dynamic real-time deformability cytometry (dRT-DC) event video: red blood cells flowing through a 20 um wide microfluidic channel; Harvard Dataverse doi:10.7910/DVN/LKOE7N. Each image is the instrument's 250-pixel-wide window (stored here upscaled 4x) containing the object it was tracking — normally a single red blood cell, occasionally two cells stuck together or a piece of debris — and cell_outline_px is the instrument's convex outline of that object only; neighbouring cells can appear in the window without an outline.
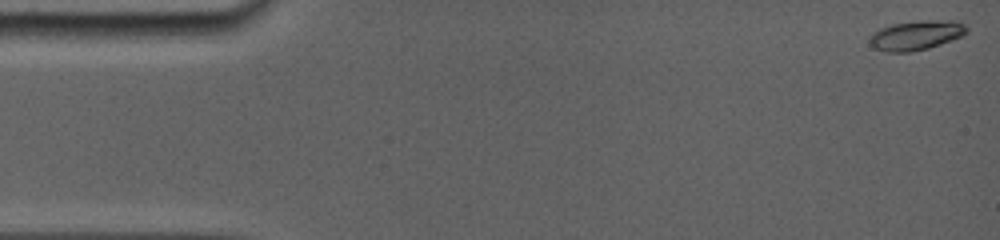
{"species": "common noctule bat (a hibernating species)", "species_latin": "Nyctalus noctula", "temperature_condition": "room temperature", "stored_images_in_passage": 63, "camera_frame_rate_fps": 5000, "um_per_image_px": 0.085, "animal": {"sex": "female", "body_mass_g": 19.0, "forearm_length_mm": 56.7}, "frame": {"image": 1, "passage_image": 1, "time_ms": 0.0, "image_size_px": [1000, 240], "cell_outline_px": [[968, 32], [964, 36], [928, 48], [912, 52], [888, 52], [876, 48], [868, 40], [872, 32], [880, 28], [892, 24], [920, 20], [956, 20], [964, 24], [968, 28]], "centroid_in_image_um": [77.91, 2.98], "position_along_channel_um": 7.1, "area_um2": 16.88}}
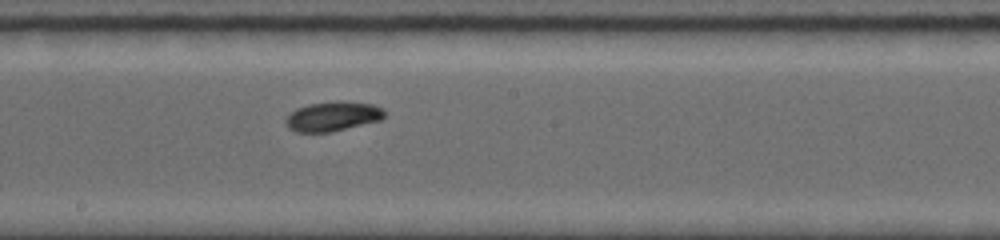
{"frame": {"image": 2, "passage_image": 37, "time_ms": 8.8, "image_size_px": [1000, 240], "cell_outline_px": [[384, 116], [380, 120], [332, 132], [296, 132], [288, 128], [284, 124], [284, 120], [296, 108], [308, 104], [340, 100], [372, 104], [384, 108]], "centroid_in_image_um": [28.26, 9.88], "position_along_channel_um": 219.9, "area_um2": 17.17}}
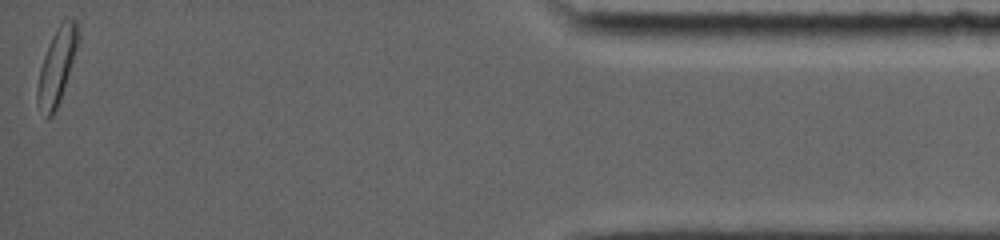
{"frame": {"image": 3, "passage_image": 63, "time_ms": 16.0, "image_size_px": [1000, 240], "cell_outline_px": [[80, 40], [60, 100], [52, 116], [48, 120], [36, 100], [36, 88], [40, 68], [48, 44], [56, 28], [68, 16], [76, 20], [80, 28]], "centroid_in_image_um": [4.86, 5.56], "position_along_channel_um": 430.3, "area_um2": 18.09}, "authors_computed_cell_mechanics": {"area_um2": 16.2996, "velocity_mm_per_s": 3.8649, "shape_relaxation_time_tau1_ms": 2.0501, "shape_relaxation_time_tau2_ms": null, "deformation_change_tau1": 0.0956, "deformation_change_tau2": null}}